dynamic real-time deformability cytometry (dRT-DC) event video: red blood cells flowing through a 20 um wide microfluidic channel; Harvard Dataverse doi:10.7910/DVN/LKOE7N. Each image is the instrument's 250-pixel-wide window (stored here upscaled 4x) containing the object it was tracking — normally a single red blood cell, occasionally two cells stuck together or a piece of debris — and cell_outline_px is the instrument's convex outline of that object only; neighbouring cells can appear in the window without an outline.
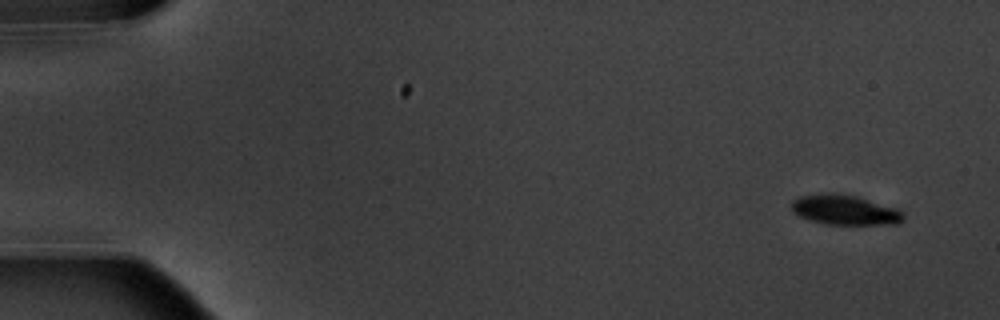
{"species": "common noctule bat (a hibernating species)", "species_latin": "Nyctalus noctula", "temperature_condition": "warm", "stored_images_in_passage": 5, "camera_frame_rate_fps": 3000, "um_per_image_px": 0.085, "animal": {"sex": "male", "body_mass_g": 20.1, "forearm_length_mm": 53.5}, "frame": {"image": 1, "passage_image": 1, "time_ms": 0.0, "image_size_px": [1000, 320], "cell_outline_px": [[904, 220], [900, 224], [828, 224], [812, 220], [800, 216], [792, 212], [792, 200], [800, 196], [828, 192], [832, 192], [856, 196], [900, 208], [904, 212]], "centroid_in_image_um": [71.88, 17.83], "position_along_channel_um": 13.1, "area_um2": 19.71}}